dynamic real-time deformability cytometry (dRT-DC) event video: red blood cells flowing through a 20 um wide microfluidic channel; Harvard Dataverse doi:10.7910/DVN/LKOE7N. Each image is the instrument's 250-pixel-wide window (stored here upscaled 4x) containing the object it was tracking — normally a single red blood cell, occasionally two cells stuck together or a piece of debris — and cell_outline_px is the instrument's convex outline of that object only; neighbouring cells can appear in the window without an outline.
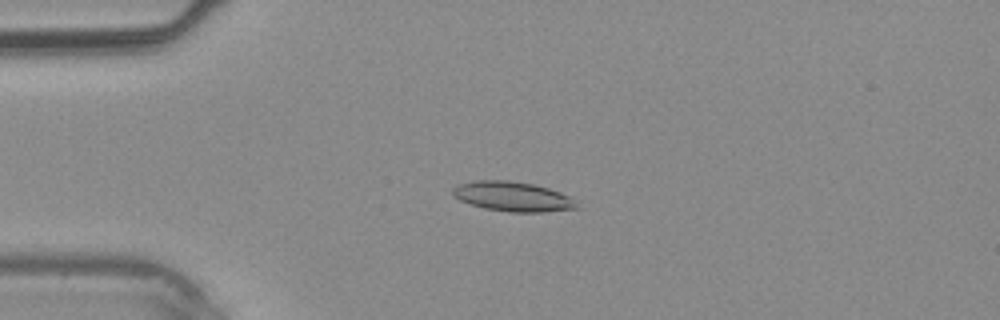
{"species": "common noctule bat (a hibernating species)", "species_latin": "Nyctalus noctula", "temperature_condition": "warm", "stored_images_in_passage": 37, "camera_frame_rate_fps": 3000, "um_per_image_px": 0.085, "animal": {"sex": "male", "body_mass_g": 20.4}, "frame": {"image": 1, "passage_image": 9, "time_ms": 2.667, "image_size_px": [1000, 320], "cell_outline_px": [[580, 208], [544, 212], [508, 212], [484, 208], [460, 200], [452, 196], [452, 188], [460, 184], [476, 180], [508, 180], [532, 184], [548, 188], [560, 192], [568, 196]], "centroid_in_image_um": [43.55, 16.71], "position_along_channel_um": 41.4, "area_um2": 21.33}}
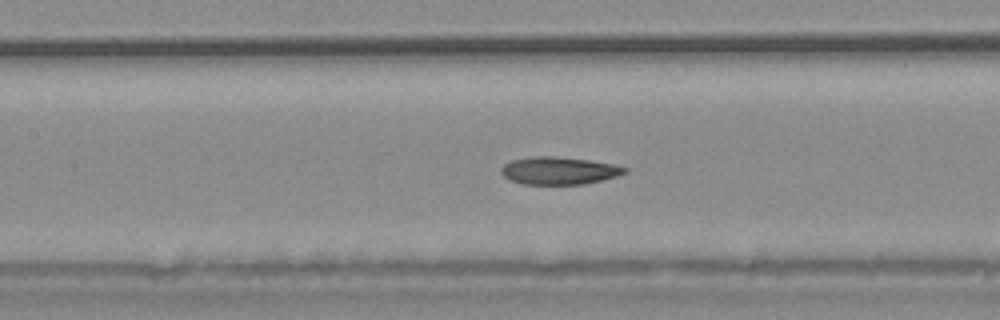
{"frame": {"image": 2, "passage_image": 17, "time_ms": 5.333, "image_size_px": [1000, 320], "cell_outline_px": [[628, 172], [616, 176], [584, 184], [524, 184], [508, 180], [500, 172], [500, 168], [504, 164], [512, 160], [532, 156], [556, 156], [588, 160], [616, 164], [628, 168]], "centroid_in_image_um": [47.5, 14.5], "position_along_channel_um": 159.9, "area_um2": 19.94}}
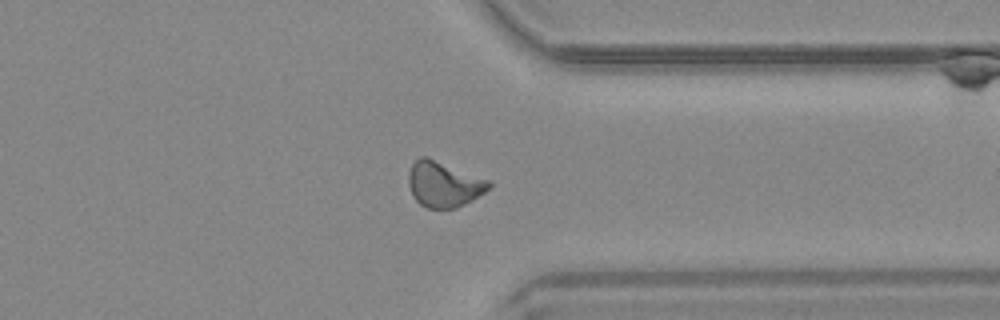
{"frame": {"image": 3, "passage_image": 29, "time_ms": 9.333, "image_size_px": [1000, 320], "cell_outline_px": [[492, 184], [484, 192], [472, 200], [456, 208], [424, 208], [412, 196], [408, 184], [408, 172], [412, 164], [420, 156], [428, 156], [488, 180]], "centroid_in_image_um": [37.67, 15.65], "position_along_channel_um": 373.7, "area_um2": 21.33}}